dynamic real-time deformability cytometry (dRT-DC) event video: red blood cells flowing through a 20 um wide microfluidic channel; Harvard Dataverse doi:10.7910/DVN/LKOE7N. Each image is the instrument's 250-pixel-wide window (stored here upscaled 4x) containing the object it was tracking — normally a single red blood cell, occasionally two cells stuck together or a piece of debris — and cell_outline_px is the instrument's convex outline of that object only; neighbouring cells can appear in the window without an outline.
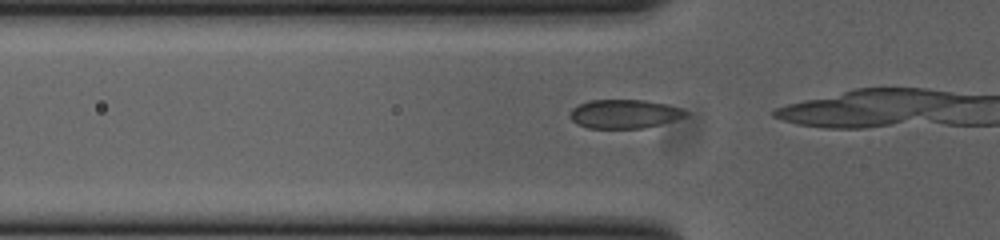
{"species": "common noctule bat (a hibernating species)", "species_latin": "Nyctalus noctula", "temperature_condition": "cold", "stored_images_in_passage": 6, "camera_frame_rate_fps": 3000, "um_per_image_px": 0.085, "animal": {"sex": "female", "body_mass_g": 23.0, "forearm_length_mm": 53.4}, "frame": {"image": 1, "passage_image": 2, "time_ms": 0.333, "image_size_px": [1000, 240], "cell_outline_px": [[688, 116], [660, 124], [644, 128], [588, 128], [576, 124], [568, 116], [572, 108], [588, 100], [644, 100], [664, 104], [680, 108], [688, 112]], "centroid_in_image_um": [53.04, 9.69], "position_along_channel_um": 72.8, "area_um2": 19.42}}
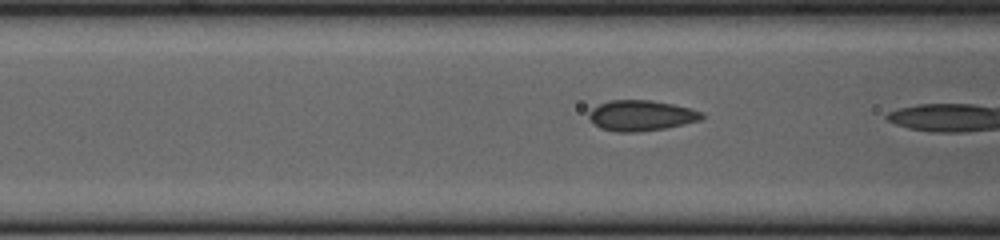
{"frame": {"image": 2, "passage_image": 5, "time_ms": 1.333, "image_size_px": [1000, 240], "cell_outline_px": [[704, 116], [700, 120], [684, 124], [664, 128], [636, 132], [620, 132], [600, 128], [588, 116], [588, 112], [592, 108], [608, 100], [652, 100], [672, 104], [704, 112]], "centroid_in_image_um": [54.5, 9.81], "position_along_channel_um": 112.1, "area_um2": 19.94}}